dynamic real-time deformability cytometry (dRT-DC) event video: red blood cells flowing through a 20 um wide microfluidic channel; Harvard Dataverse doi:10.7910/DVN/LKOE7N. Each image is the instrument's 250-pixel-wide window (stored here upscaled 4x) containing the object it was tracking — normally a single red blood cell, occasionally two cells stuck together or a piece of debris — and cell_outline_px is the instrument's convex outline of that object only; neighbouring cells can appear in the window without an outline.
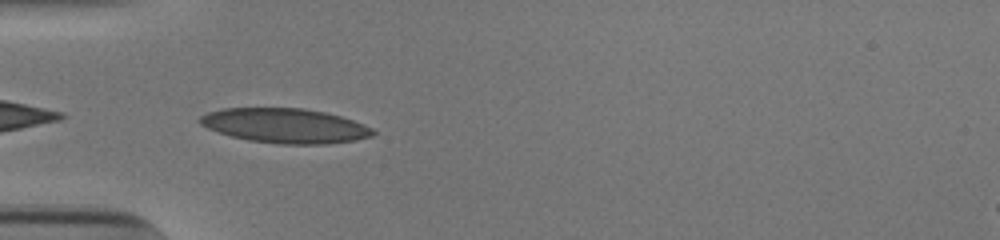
{"species": "human", "species_latin": "Homo sapiens", "temperature_condition": "cold", "stored_images_in_passage": 37, "camera_frame_rate_fps": 3000, "um_per_image_px": 0.085, "donor": {"sex": "male"}, "frame": {"image": 1, "passage_image": 1, "time_ms": 0.0, "image_size_px": [1000, 240], "cell_outline_px": [[376, 132], [372, 136], [356, 140], [324, 144], [280, 144], [248, 140], [232, 136], [208, 128], [200, 124], [196, 120], [200, 116], [208, 112], [224, 108], [304, 108], [324, 112], [340, 116], [364, 124], [372, 128]], "centroid_in_image_um": [24.23, 10.68], "position_along_channel_um": 60.8, "area_um2": 34.85}}
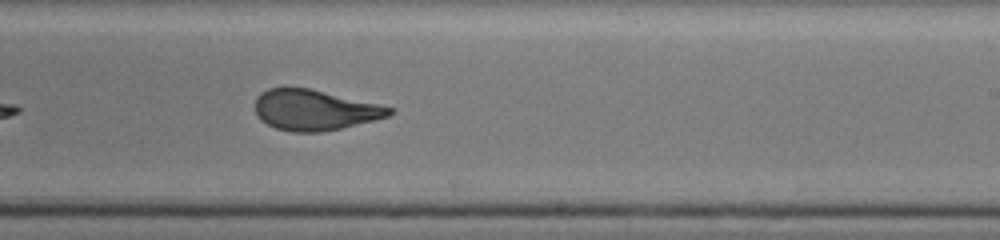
{"frame": {"image": 2, "passage_image": 17, "time_ms": 5.333, "image_size_px": [1000, 240], "cell_outline_px": [[392, 112], [388, 116], [340, 128], [320, 132], [292, 132], [276, 128], [260, 120], [256, 116], [256, 96], [260, 92], [268, 88], [308, 88], [376, 104], [392, 108]], "centroid_in_image_um": [26.65, 9.35], "position_along_channel_um": 262.3, "area_um2": 31.1}}
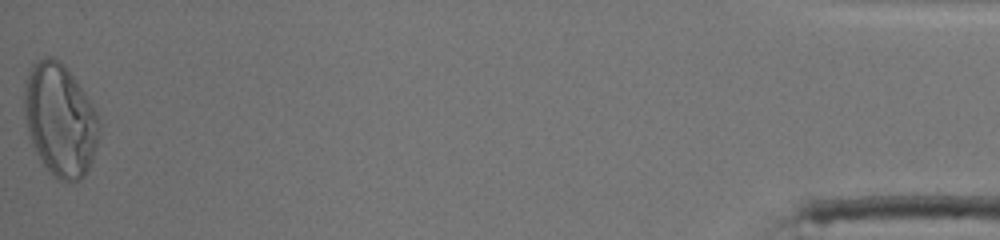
{"frame": {"image": 3, "passage_image": 37, "time_ms": 12.0, "image_size_px": [1000, 240], "cell_outline_px": [[100, 124], [96, 144], [92, 160], [84, 176], [80, 180], [60, 180], [44, 164], [36, 152], [28, 136], [24, 116], [24, 80], [28, 68], [32, 64], [44, 56], [52, 56], [60, 60], [68, 68], [92, 104], [96, 112]], "centroid_in_image_um": [5.07, 10.11], "position_along_channel_um": 430.1, "area_um2": 49.13}, "authors_computed_cell_mechanics": {"area_um2": 33.4084, "velocity_mm_per_s": 3.8586, "shape_relaxation_time_tau1_ms": 7.6297, "shape_relaxation_time_tau2_ms": 0.6656, "deformation_change_tau1": 0.2647, "deformation_change_tau2": 0.0825}}